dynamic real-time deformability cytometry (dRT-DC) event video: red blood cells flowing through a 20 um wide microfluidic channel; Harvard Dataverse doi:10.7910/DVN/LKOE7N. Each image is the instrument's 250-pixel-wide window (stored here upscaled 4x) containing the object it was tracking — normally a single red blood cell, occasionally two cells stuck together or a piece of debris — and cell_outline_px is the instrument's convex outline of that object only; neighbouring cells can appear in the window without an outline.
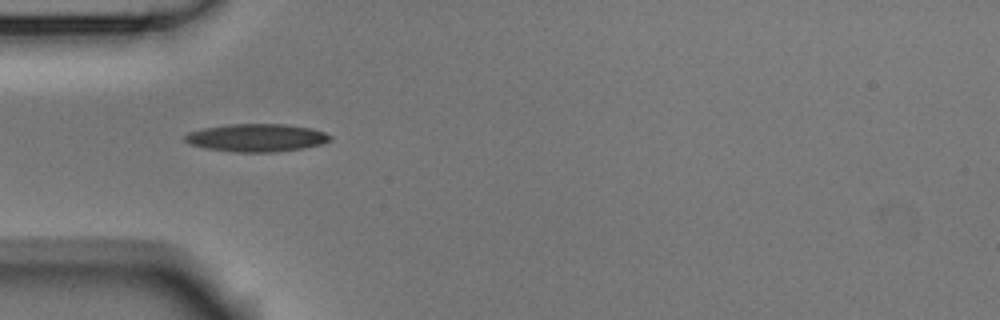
{"species": "Egyptian fruit bat (a non-hibernating species)", "species_latin": "Rousettus aegyptiacus", "temperature_condition": "room temperature", "stored_images_in_passage": 5, "camera_frame_rate_fps": 3000, "um_per_image_px": 0.085, "animal": {"sex": "male"}, "frame": {"image": 1, "passage_image": 1, "time_ms": 0.0, "image_size_px": [1000, 320], "cell_outline_px": [[332, 140], [320, 144], [300, 148], [272, 152], [236, 152], [208, 148], [188, 144], [184, 140], [184, 136], [188, 132], [204, 128], [232, 124], [284, 124], [312, 128], [324, 132], [332, 136]], "centroid_in_image_um": [21.8, 11.7], "position_along_channel_um": 63.2, "area_um2": 23.35}}
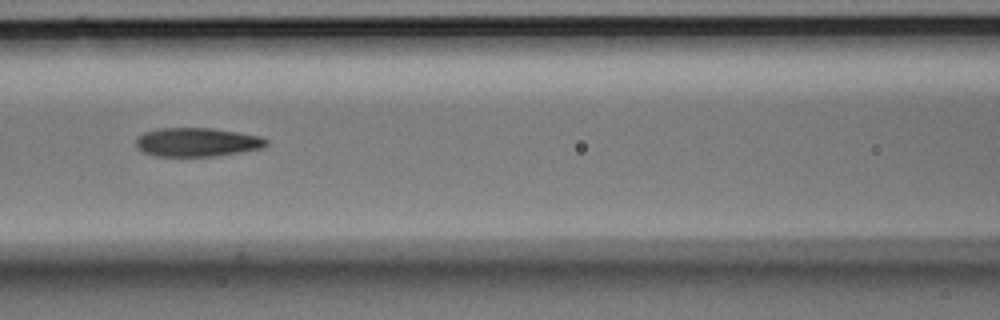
{"frame": {"image": 2, "passage_image": 3, "time_ms": 0.667, "image_size_px": [1000, 320], "cell_outline_px": [[268, 144], [264, 148], [216, 156], [156, 156], [144, 152], [136, 144], [136, 136], [144, 132], [156, 128], [212, 128], [260, 136], [268, 140]], "centroid_in_image_um": [16.75, 12.08], "position_along_channel_um": 149.8, "area_um2": 21.91}}
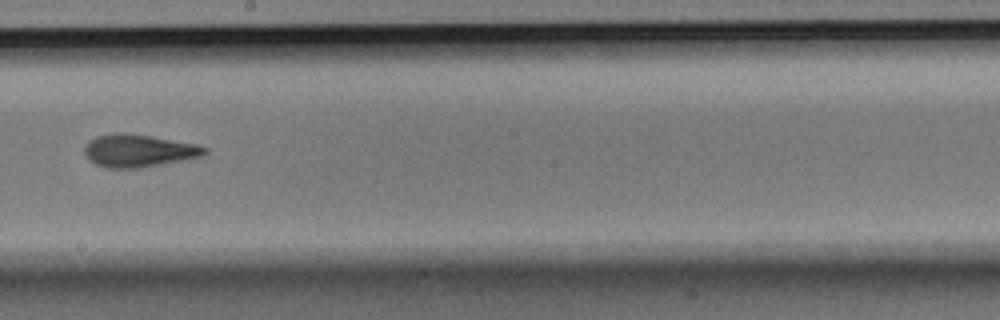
{"frame": {"image": 3, "passage_image": 5, "time_ms": 1.333, "image_size_px": [1000, 320], "cell_outline_px": [[208, 152], [200, 156], [180, 160], [136, 168], [108, 168], [96, 164], [84, 152], [84, 144], [88, 140], [96, 136], [124, 132], [152, 136], [196, 144], [208, 148]], "centroid_in_image_um": [11.75, 12.79], "position_along_channel_um": 236.4, "area_um2": 22.48}}